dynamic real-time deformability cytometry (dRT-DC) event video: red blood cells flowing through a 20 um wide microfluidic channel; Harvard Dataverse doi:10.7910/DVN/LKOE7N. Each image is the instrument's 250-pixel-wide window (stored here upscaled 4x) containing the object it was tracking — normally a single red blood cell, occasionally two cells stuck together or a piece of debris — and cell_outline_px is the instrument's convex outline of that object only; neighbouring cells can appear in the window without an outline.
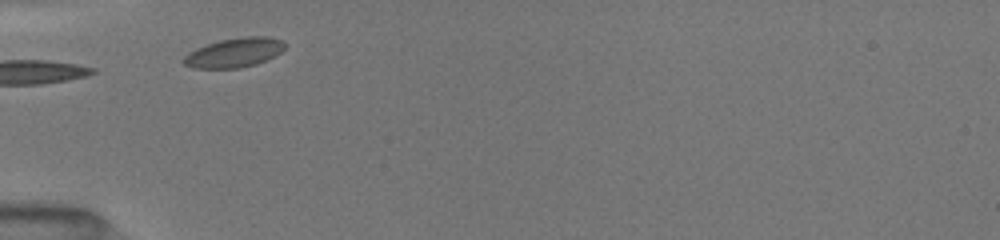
{"species": "common noctule bat (a hibernating species)", "species_latin": "Nyctalus noctula", "temperature_condition": "room temperature", "stored_images_in_passage": 16, "camera_frame_rate_fps": 3000, "um_per_image_px": 0.085, "animal": {"sex": "female", "body_mass_g": 19.5, "forearm_length_mm": 54.1}, "frame": {"image": 1, "passage_image": 1, "time_ms": 0.0, "image_size_px": [1000, 240], "cell_outline_px": [[284, 48], [276, 56], [256, 64], [240, 68], [192, 68], [184, 64], [180, 60], [188, 52], [196, 48], [220, 40], [244, 36], [268, 36], [280, 40], [284, 44]], "centroid_in_image_um": [19.88, 4.48], "position_along_channel_um": 65.1, "area_um2": 17.4}, "authors_computed_cell_mechanics": {"area_um2": 17.4845, "velocity_mm_per_s": 3.9616, "shape_relaxation_time_tau1_ms": null, "shape_relaxation_time_tau2_ms": 1.4532, "deformation_change_tau1": null, "deformation_change_tau2": 0.0478}}